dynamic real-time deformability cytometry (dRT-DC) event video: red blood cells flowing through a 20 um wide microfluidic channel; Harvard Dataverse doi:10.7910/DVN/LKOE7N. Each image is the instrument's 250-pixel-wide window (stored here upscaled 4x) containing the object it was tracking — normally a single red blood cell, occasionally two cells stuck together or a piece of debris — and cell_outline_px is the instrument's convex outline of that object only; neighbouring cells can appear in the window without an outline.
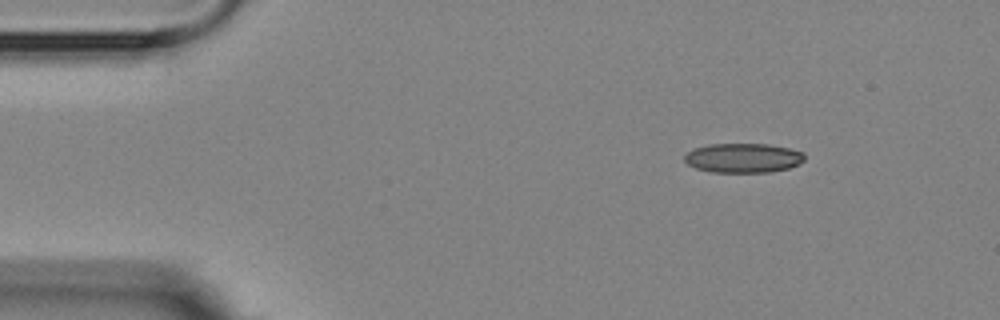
{"species": "Egyptian fruit bat (a non-hibernating species)", "species_latin": "Rousettus aegyptiacus", "temperature_condition": "room temperature", "stored_images_in_passage": 6, "camera_frame_rate_fps": 3000, "um_per_image_px": 0.085, "animal": {"sex": "female"}, "frame": {"image": 1, "passage_image": 1, "time_ms": 0.0, "image_size_px": [1000, 320], "cell_outline_px": [[804, 160], [800, 164], [788, 168], [772, 172], [712, 172], [696, 168], [688, 164], [684, 160], [684, 156], [692, 148], [708, 144], [768, 144], [788, 148], [804, 152]], "centroid_in_image_um": [63.17, 13.42], "position_along_channel_um": 21.8, "area_um2": 20.69}}
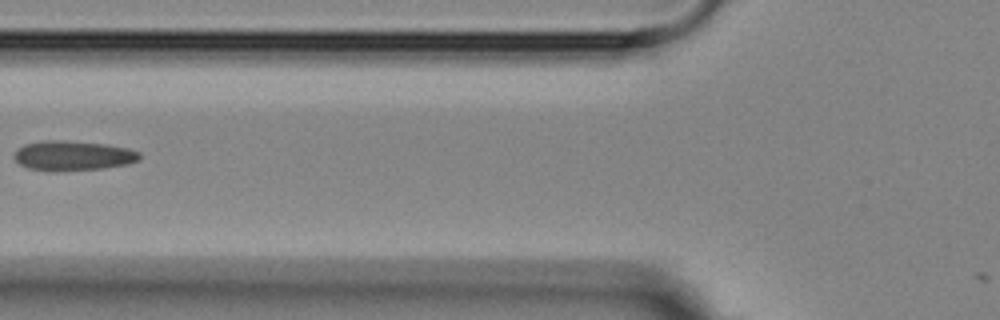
{"frame": {"image": 2, "passage_image": 5, "time_ms": 4.667, "image_size_px": [1000, 320], "cell_outline_px": [[140, 160], [128, 164], [104, 168], [56, 172], [28, 168], [20, 164], [12, 156], [24, 144], [44, 140], [64, 140], [104, 144], [128, 148], [140, 152]], "centroid_in_image_um": [6.21, 13.24], "position_along_channel_um": 119.6, "area_um2": 21.91}}
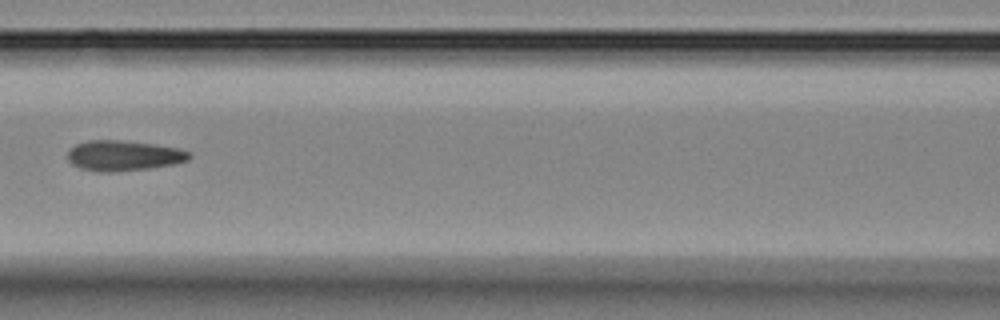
{"frame": {"image": 3, "passage_image": 6, "time_ms": 5.667, "image_size_px": [1000, 320], "cell_outline_px": [[192, 156], [188, 160], [176, 164], [148, 168], [112, 172], [96, 172], [80, 168], [72, 164], [68, 160], [68, 152], [76, 144], [88, 140], [120, 140], [156, 144], [180, 148], [188, 152]], "centroid_in_image_um": [10.52, 13.23], "position_along_channel_um": 156.1, "area_um2": 21.62}}